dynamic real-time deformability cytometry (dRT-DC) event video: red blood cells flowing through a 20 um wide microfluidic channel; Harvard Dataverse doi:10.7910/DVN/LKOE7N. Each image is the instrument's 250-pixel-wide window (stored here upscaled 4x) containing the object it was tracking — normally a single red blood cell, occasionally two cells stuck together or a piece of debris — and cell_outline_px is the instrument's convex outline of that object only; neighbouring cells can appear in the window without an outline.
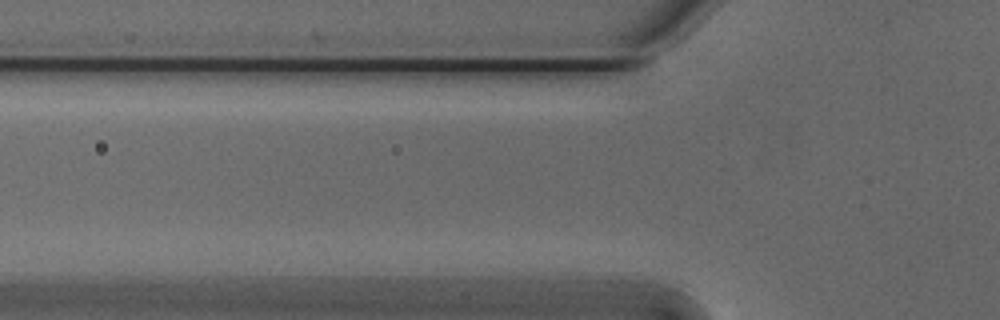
{"species": "Egyptian fruit bat (a non-hibernating species)", "species_latin": "Rousettus aegyptiacus", "temperature_condition": "cold", "stored_images_in_passage": 9, "camera_frame_rate_fps": 3000, "um_per_image_px": 0.085, "animal": {"sex": "male"}, "frame": {"image": 1, "passage_image": 8, "time_ms": 2.333, "image_size_px": [1000, 320], "cell_outline_px": [[596, 120], [576, 128], [556, 132], [416, 132], [408, 124], [416, 120], [516, 116], [564, 116]], "centroid_in_image_um": [42.53, 10.57], "position_along_channel_um": 83.3, "area_um2": 17.8}}